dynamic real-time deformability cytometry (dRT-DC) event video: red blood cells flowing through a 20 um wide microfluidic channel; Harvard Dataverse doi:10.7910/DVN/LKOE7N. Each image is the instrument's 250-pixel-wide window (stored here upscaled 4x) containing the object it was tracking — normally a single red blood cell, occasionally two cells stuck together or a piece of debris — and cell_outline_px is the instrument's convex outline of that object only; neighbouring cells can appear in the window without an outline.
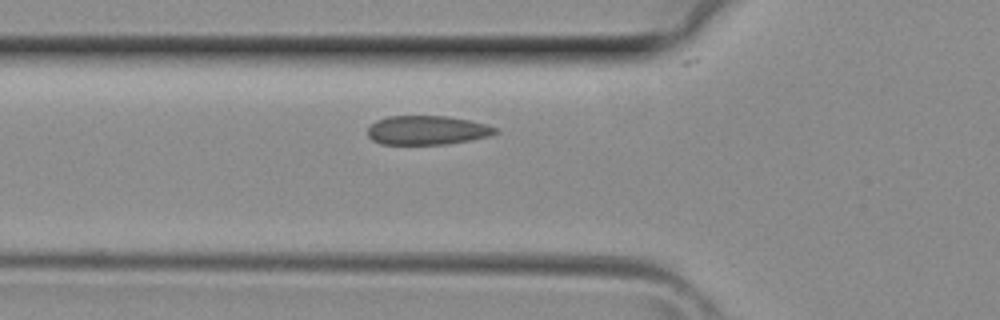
{"species": "common noctule bat (a hibernating species)", "species_latin": "Nyctalus noctula", "temperature_condition": "room temperature", "stored_images_in_passage": 27, "camera_frame_rate_fps": 3000, "um_per_image_px": 0.085, "animal": {"sex": "female", "body_mass_g": 29.2, "forearm_length_mm": 56.3}, "frame": {"image": 1, "passage_image": 4, "time_ms": 1.0, "image_size_px": [1000, 320], "cell_outline_px": [[500, 132], [488, 136], [472, 140], [448, 144], [380, 144], [372, 140], [368, 136], [368, 128], [376, 120], [388, 116], [448, 116], [488, 124], [500, 128]], "centroid_in_image_um": [36.35, 11.07], "position_along_channel_um": 89.4, "area_um2": 21.85}}
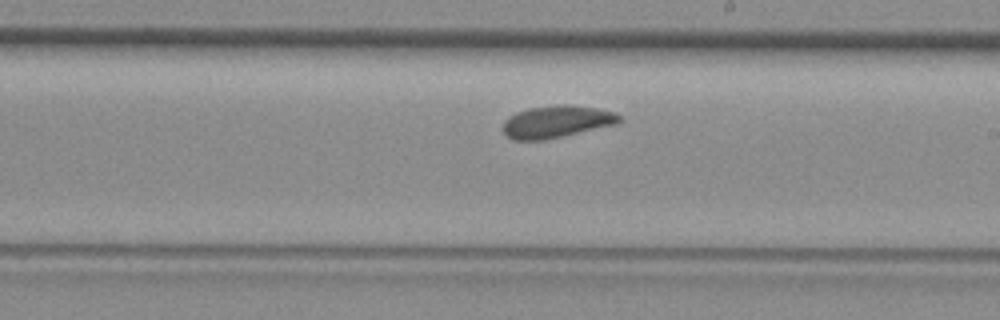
{"frame": {"image": 2, "passage_image": 13, "time_ms": 4.0, "image_size_px": [1000, 320], "cell_outline_px": [[624, 120], [620, 124], [544, 140], [516, 140], [508, 136], [504, 132], [504, 120], [508, 116], [516, 112], [528, 108], [564, 104], [568, 104], [596, 108], [612, 112], [620, 116]], "centroid_in_image_um": [47.35, 10.34], "position_along_channel_um": 241.6, "area_um2": 21.91}}
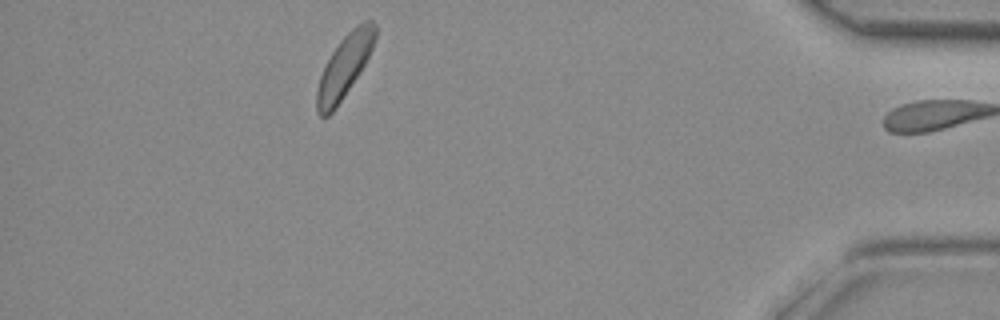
{"frame": {"image": 3, "passage_image": 26, "time_ms": 8.333, "image_size_px": [1000, 320], "cell_outline_px": [[376, 36], [372, 48], [364, 64], [336, 108], [328, 116], [320, 116], [316, 112], [316, 92], [320, 76], [332, 52], [340, 40], [352, 28], [364, 20], [372, 20], [376, 24]], "centroid_in_image_um": [29.26, 5.63], "position_along_channel_um": 405.9, "area_um2": 20.87}}